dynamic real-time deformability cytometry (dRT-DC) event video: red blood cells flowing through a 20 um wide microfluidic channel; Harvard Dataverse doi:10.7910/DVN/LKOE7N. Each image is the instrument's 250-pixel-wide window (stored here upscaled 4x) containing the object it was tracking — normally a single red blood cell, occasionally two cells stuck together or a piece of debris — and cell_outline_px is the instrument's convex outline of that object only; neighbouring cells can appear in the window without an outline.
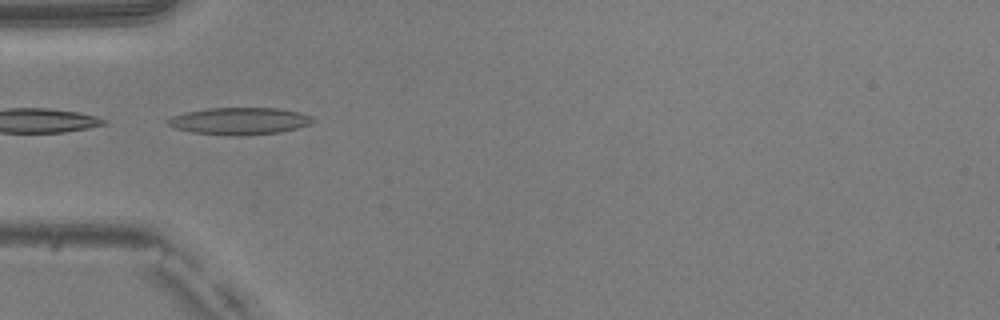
{"species": "common noctule bat (a hibernating species)", "species_latin": "Nyctalus noctula", "temperature_condition": "warm", "stored_images_in_passage": 34, "camera_frame_rate_fps": 3000, "um_per_image_px": 0.085, "animal": {"sex": "male", "body_mass_g": 20.5, "forearm_length_mm": 52.5}, "frame": {"image": 1, "passage_image": 1, "time_ms": 0.0, "image_size_px": [1000, 320], "cell_outline_px": [[316, 120], [308, 124], [296, 128], [280, 132], [240, 136], [232, 136], [192, 132], [176, 128], [168, 124], [164, 120], [172, 116], [184, 112], [208, 108], [280, 108], [300, 112], [312, 116]], "centroid_in_image_um": [20.35, 10.28], "position_along_channel_um": 64.6, "area_um2": 23.0}}
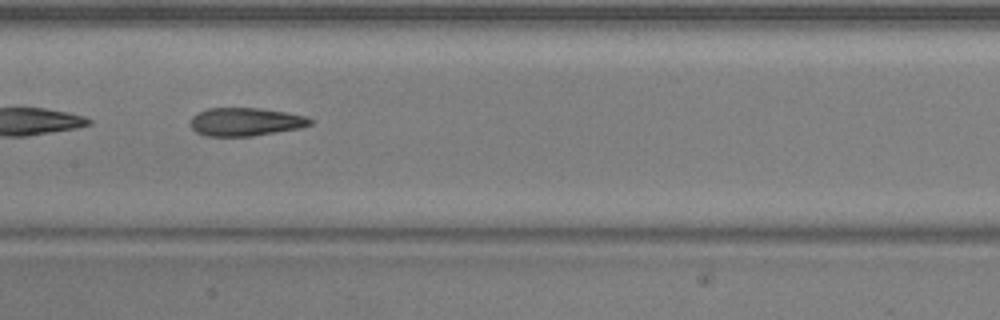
{"frame": {"image": 2, "passage_image": 10, "time_ms": 3.0, "image_size_px": [1000, 320], "cell_outline_px": [[316, 120], [312, 124], [300, 128], [252, 136], [204, 136], [196, 132], [188, 124], [192, 116], [208, 108], [260, 108], [288, 112], [304, 116]], "centroid_in_image_um": [20.87, 10.35], "position_along_channel_um": 186.5, "area_um2": 19.88}, "authors_computed_cell_mechanics": {"area_um2": 20.2589, "velocity_mm_per_s": 4.0546, "shape_relaxation_time_tau1_ms": null, "shape_relaxation_time_tau2_ms": 3.1913, "deformation_change_tau1": null, "deformation_change_tau2": 0.1361}}